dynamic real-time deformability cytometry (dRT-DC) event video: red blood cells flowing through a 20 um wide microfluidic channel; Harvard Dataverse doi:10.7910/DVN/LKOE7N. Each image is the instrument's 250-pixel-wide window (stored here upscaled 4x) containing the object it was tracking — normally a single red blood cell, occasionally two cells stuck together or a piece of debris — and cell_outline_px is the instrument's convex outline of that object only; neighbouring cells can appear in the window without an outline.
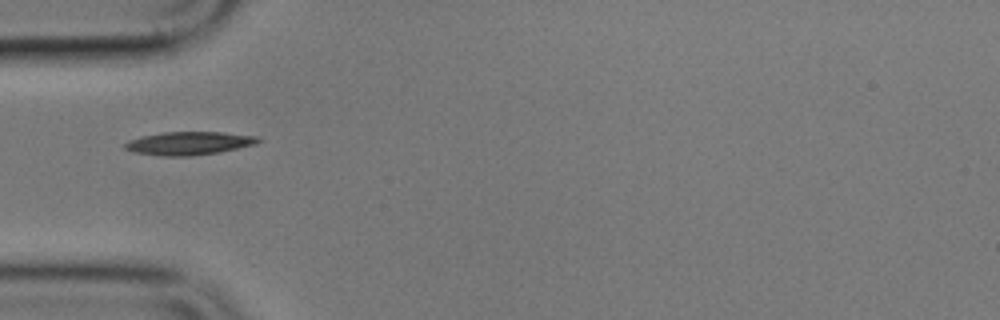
{"species": "common noctule bat (a hibernating species)", "species_latin": "Nyctalus noctula", "temperature_condition": "cold", "stored_images_in_passage": 5, "camera_frame_rate_fps": 3000, "um_per_image_px": 0.085, "animal": {"sex": "male", "body_mass_g": 17.9}, "frame": {"image": 1, "passage_image": 1, "time_ms": 0.0, "image_size_px": [1000, 320], "cell_outline_px": [[264, 140], [256, 144], [220, 152], [188, 156], [164, 156], [132, 152], [124, 148], [124, 144], [128, 140], [140, 136], [164, 132], [220, 132], [260, 136]], "centroid_in_image_um": [16.09, 12.17], "position_along_channel_um": 68.9, "area_um2": 18.21}}
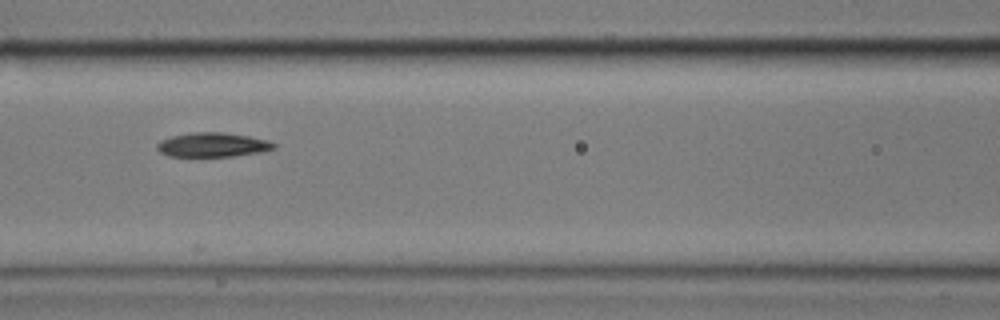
{"frame": {"image": 2, "passage_image": 3, "time_ms": 2.333, "image_size_px": [1000, 320], "cell_outline_px": [[276, 148], [260, 152], [232, 156], [168, 156], [160, 152], [156, 148], [156, 144], [160, 140], [172, 136], [192, 132], [220, 132], [248, 136], [268, 140], [276, 144]], "centroid_in_image_um": [18.05, 12.3], "position_along_channel_um": 148.5, "area_um2": 16.47}}
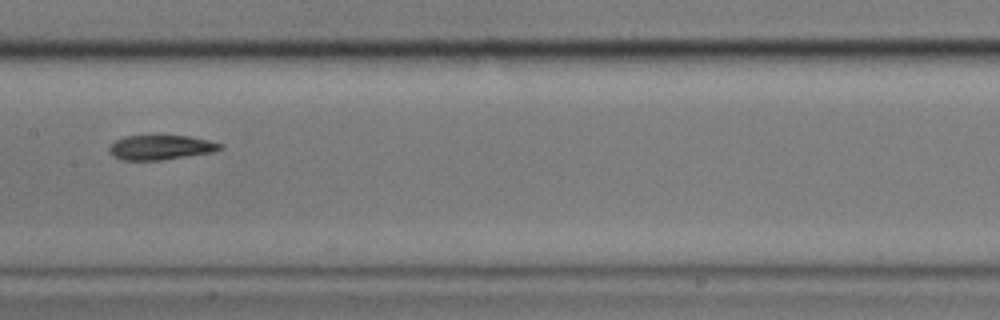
{"frame": {"image": 3, "passage_image": 4, "time_ms": 3.667, "image_size_px": [1000, 320], "cell_outline_px": [[224, 148], [212, 152], [160, 160], [120, 160], [112, 156], [108, 152], [108, 148], [116, 140], [124, 136], [188, 136], [208, 140], [224, 144]], "centroid_in_image_um": [13.64, 12.53], "position_along_channel_um": 193.8, "area_um2": 15.9}}